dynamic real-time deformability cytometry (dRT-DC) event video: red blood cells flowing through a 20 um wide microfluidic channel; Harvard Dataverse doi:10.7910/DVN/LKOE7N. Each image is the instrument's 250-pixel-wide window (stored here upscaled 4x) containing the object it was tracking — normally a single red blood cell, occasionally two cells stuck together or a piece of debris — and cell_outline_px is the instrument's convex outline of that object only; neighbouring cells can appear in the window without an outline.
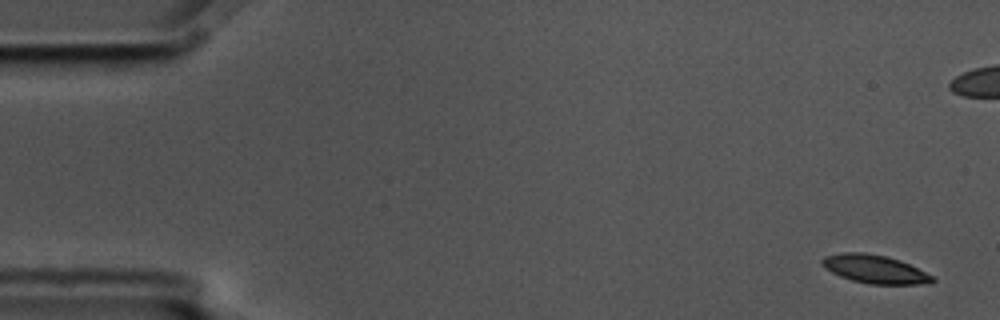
{"species": "common noctule bat (a hibernating species)", "species_latin": "Nyctalus noctula", "temperature_condition": "cold", "stored_images_in_passage": 5, "camera_frame_rate_fps": 3000, "um_per_image_px": 0.085, "animal": {"sex": "male", "body_mass_g": 17.5, "forearm_length_mm": 52.3}, "frame": {"image": 1, "passage_image": 1, "time_ms": 0.0, "image_size_px": [1000, 320], "cell_outline_px": [[936, 280], [932, 284], [868, 284], [852, 280], [840, 276], [824, 268], [820, 264], [820, 260], [824, 256], [844, 252], [864, 252], [884, 256], [900, 260], [932, 276]], "centroid_in_image_um": [74.32, 22.88], "position_along_channel_um": 10.7, "area_um2": 18.21}}